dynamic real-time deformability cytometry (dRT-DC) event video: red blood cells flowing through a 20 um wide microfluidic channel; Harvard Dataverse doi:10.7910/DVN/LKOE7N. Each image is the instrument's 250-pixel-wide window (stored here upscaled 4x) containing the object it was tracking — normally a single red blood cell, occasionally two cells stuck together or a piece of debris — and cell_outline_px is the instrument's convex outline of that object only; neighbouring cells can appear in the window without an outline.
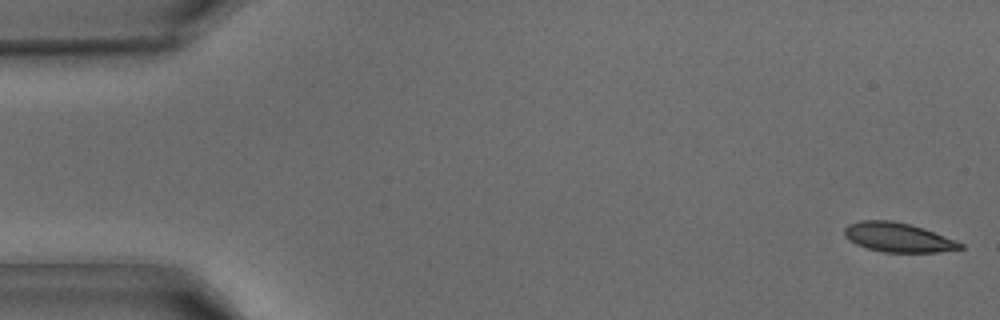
{"species": "common noctule bat (a hibernating species)", "species_latin": "Nyctalus noctula", "temperature_condition": "warm", "stored_images_in_passage": 5, "camera_frame_rate_fps": 3000, "um_per_image_px": 0.085, "animal": {"sex": "male", "body_mass_g": 15.6}, "frame": {"image": 1, "passage_image": 1, "time_ms": 0.0, "image_size_px": [1000, 320], "cell_outline_px": [[964, 248], [940, 252], [884, 252], [868, 248], [856, 244], [844, 236], [844, 228], [848, 224], [860, 220], [892, 220], [912, 224], [924, 228], [956, 240], [964, 244]], "centroid_in_image_um": [76.35, 20.16], "position_along_channel_um": 8.7, "area_um2": 19.94}}